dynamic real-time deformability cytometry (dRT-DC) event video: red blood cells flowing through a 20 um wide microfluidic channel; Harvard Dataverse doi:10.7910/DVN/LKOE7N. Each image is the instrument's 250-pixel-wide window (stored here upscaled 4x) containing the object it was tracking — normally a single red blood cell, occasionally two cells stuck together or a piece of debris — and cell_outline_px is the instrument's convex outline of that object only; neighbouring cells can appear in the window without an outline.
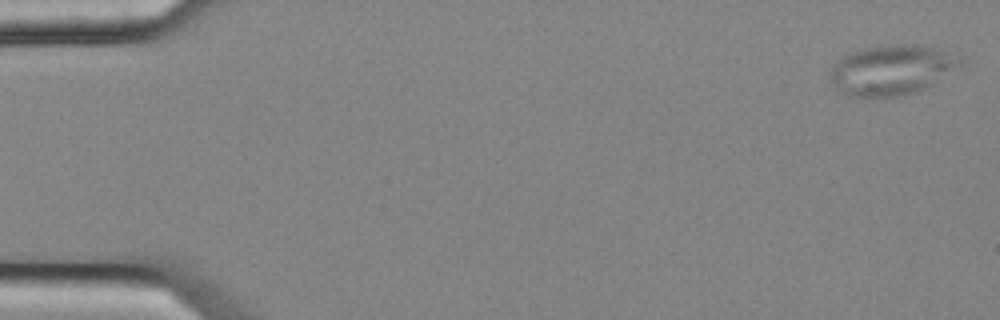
{"species": "common noctule bat (a hibernating species)", "species_latin": "Nyctalus noctula", "temperature_condition": "cold", "stored_images_in_passage": 10, "camera_frame_rate_fps": 3000, "um_per_image_px": 0.085, "animal": {"sex": "female", "body_mass_g": 25.1}, "frame": {"image": 1, "passage_image": 1, "time_ms": 0.0, "image_size_px": [1000, 320], "cell_outline_px": [[964, 60], [960, 64], [924, 88], [912, 92], [896, 96], [848, 96], [828, 76], [828, 72], [832, 64], [836, 60], [852, 52], [864, 48], [888, 44], [916, 44], [960, 52]], "centroid_in_image_um": [75.81, 5.89], "position_along_channel_um": 9.2, "area_um2": 37.63}}